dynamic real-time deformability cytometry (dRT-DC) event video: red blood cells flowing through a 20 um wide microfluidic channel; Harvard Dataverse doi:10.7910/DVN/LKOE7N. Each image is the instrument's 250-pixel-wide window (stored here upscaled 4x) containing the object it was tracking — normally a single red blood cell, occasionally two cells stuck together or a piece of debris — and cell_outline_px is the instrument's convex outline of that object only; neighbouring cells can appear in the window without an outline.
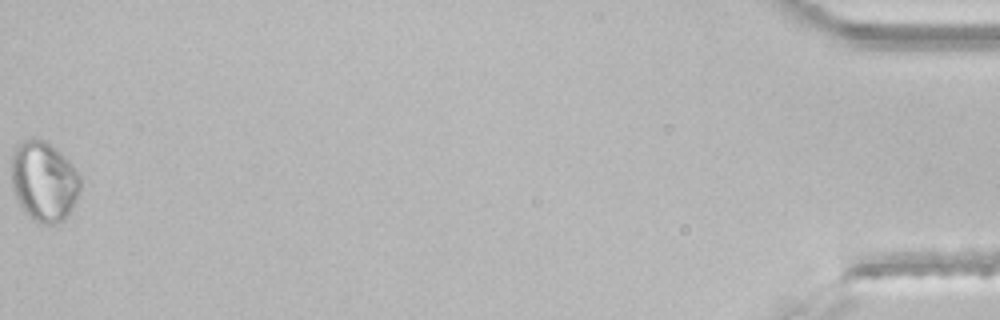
{"species": "common noctule bat (a hibernating species)", "species_latin": "Nyctalus noctula", "temperature_condition": "room temperature", "stored_images_in_passage": 42, "segment_of_instrument_passage": [2, 2], "camera_frame_rate_fps": 3000, "um_per_image_px": 0.085, "animal": {"sex": "male", "body_mass_g": 21.5, "forearm_length_mm": 52.0}, "frame": {"image": 1, "passage_image": 42, "time_ms": 13.667, "image_size_px": [1000, 320], "cell_outline_px": [[80, 188], [72, 208], [64, 220], [52, 224], [48, 224], [36, 220], [28, 216], [24, 212], [12, 188], [12, 152], [16, 144], [24, 140], [44, 140], [56, 148], [68, 160], [80, 176]], "centroid_in_image_um": [3.72, 15.4], "position_along_channel_um": 431.5, "area_um2": 31.79}}